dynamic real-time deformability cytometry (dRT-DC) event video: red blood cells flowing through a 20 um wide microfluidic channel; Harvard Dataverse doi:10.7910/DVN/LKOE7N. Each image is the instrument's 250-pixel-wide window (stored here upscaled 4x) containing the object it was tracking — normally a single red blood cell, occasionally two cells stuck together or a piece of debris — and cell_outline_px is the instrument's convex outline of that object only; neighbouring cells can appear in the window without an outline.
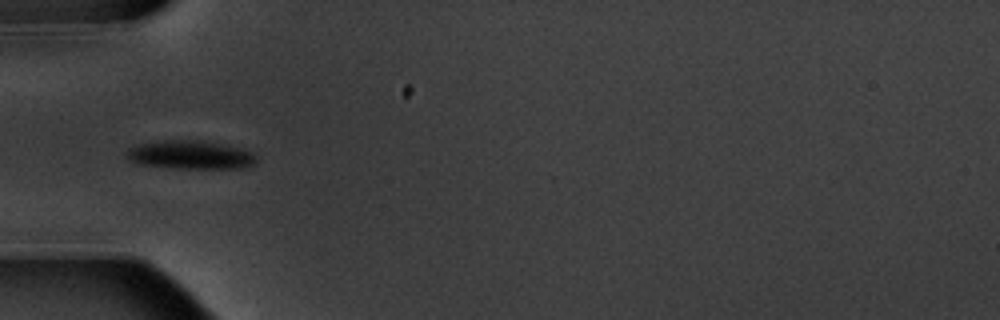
{"species": "common noctule bat (a hibernating species)", "species_latin": "Nyctalus noctula", "temperature_condition": "warm", "stored_images_in_passage": 10, "camera_frame_rate_fps": 3000, "um_per_image_px": 0.085, "animal": {"sex": "male", "body_mass_g": 20.1, "forearm_length_mm": 53.5}, "frame": {"image": 1, "passage_image": 5, "time_ms": 5.667, "image_size_px": [1000, 320], "cell_outline_px": [[256, 164], [240, 168], [172, 168], [136, 164], [128, 160], [124, 156], [124, 152], [128, 148], [136, 144], [164, 140], [196, 140], [220, 144], [240, 148], [252, 152], [256, 156]], "centroid_in_image_um": [16.09, 13.17], "position_along_channel_um": 68.9, "area_um2": 21.79}}
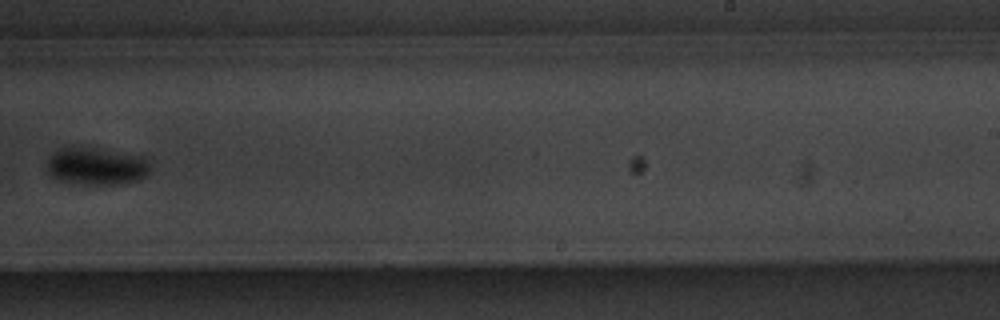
{"frame": {"image": 2, "passage_image": 10, "time_ms": 11.667, "image_size_px": [1000, 320], "cell_outline_px": [[152, 168], [144, 176], [136, 180], [120, 184], [84, 184], [60, 180], [48, 176], [48, 160], [52, 152], [60, 148], [72, 144], [144, 156], [152, 164]], "centroid_in_image_um": [8.18, 14.09], "position_along_channel_um": 280.8, "area_um2": 23.0}}